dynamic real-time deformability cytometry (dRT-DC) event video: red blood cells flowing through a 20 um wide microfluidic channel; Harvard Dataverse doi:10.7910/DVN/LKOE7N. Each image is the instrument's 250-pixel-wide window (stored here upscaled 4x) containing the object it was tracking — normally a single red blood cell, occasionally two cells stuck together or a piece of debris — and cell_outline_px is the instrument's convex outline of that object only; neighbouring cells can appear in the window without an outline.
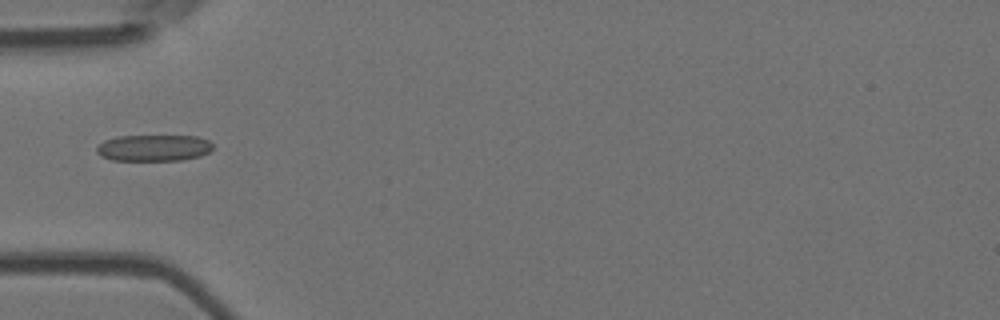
{"species": "Egyptian fruit bat (a non-hibernating species)", "species_latin": "Rousettus aegyptiacus", "temperature_condition": "room temperature", "stored_images_in_passage": 4, "camera_frame_rate_fps": 3000, "um_per_image_px": 0.085, "animal": {"sex": "female"}, "frame": {"image": 1, "passage_image": 4, "time_ms": 1.0, "image_size_px": [1000, 320], "cell_outline_px": [[212, 148], [208, 152], [200, 156], [180, 160], [112, 160], [100, 156], [96, 152], [96, 148], [104, 140], [116, 136], [196, 136], [208, 140], [212, 144]], "centroid_in_image_um": [13.03, 12.57], "position_along_channel_um": 72.0, "area_um2": 17.86}}